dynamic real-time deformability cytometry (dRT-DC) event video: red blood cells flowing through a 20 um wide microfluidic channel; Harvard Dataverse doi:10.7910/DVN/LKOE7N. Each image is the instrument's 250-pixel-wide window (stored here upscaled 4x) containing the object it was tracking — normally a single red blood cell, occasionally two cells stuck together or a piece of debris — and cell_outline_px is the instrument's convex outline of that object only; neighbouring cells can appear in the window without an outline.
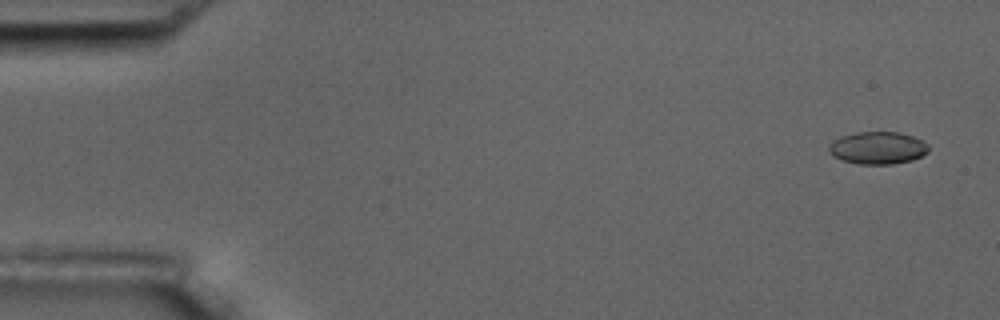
{"species": "common noctule bat (a hibernating species)", "species_latin": "Nyctalus noctula", "temperature_condition": "room temperature", "stored_images_in_passage": 5, "camera_frame_rate_fps": 3000, "um_per_image_px": 0.085, "animal": {"sex": "male", "body_mass_g": 17.5, "forearm_length_mm": 52.3}, "frame": {"image": 1, "passage_image": 1, "time_ms": 0.0, "image_size_px": [1000, 320], "cell_outline_px": [[928, 152], [912, 160], [892, 164], [860, 164], [844, 160], [832, 156], [828, 152], [828, 144], [844, 136], [856, 132], [896, 132], [912, 136], [924, 140], [928, 144]], "centroid_in_image_um": [74.62, 12.57], "position_along_channel_um": 10.4, "area_um2": 18.73}}
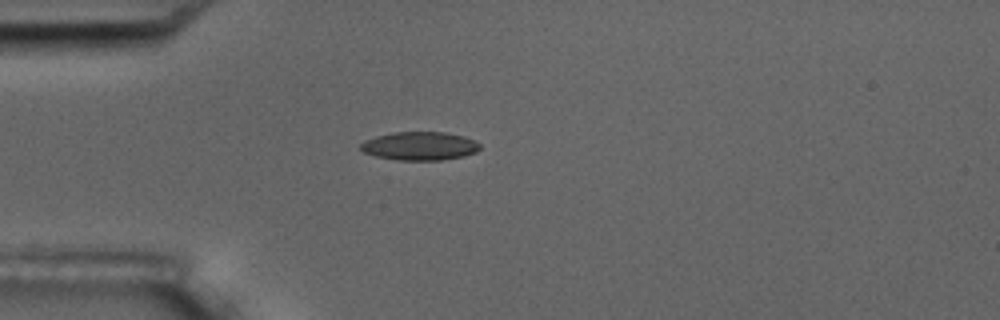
{"frame": {"image": 2, "passage_image": 5, "time_ms": 4.333, "image_size_px": [1000, 320], "cell_outline_px": [[480, 148], [476, 152], [464, 156], [440, 160], [400, 160], [376, 156], [364, 152], [360, 148], [360, 144], [364, 140], [376, 136], [392, 132], [444, 132], [464, 136], [480, 144]], "centroid_in_image_um": [35.67, 12.4], "position_along_channel_um": 49.3, "area_um2": 19.71}}